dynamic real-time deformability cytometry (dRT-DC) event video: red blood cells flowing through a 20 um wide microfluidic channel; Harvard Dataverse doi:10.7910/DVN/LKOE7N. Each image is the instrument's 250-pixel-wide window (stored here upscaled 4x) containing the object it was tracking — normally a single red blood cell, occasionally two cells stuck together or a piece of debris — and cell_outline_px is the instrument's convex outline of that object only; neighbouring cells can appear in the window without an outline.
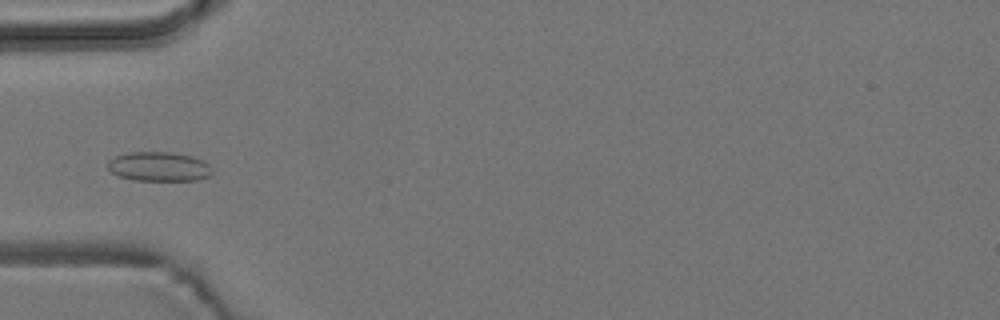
{"species": "common noctule bat (a hibernating species)", "species_latin": "Nyctalus noctula", "temperature_condition": "room temperature", "stored_images_in_passage": 3, "camera_frame_rate_fps": 3000, "um_per_image_px": 0.085, "animal": {"sex": "male", "body_mass_g": 19.2, "forearm_length_mm": 51.8}, "frame": {"image": 1, "passage_image": 3, "time_ms": 2.333, "image_size_px": [1000, 320], "cell_outline_px": [[212, 172], [208, 176], [200, 180], [132, 180], [120, 176], [112, 172], [108, 168], [108, 160], [116, 156], [128, 152], [172, 152], [192, 156], [208, 164], [212, 168]], "centroid_in_image_um": [13.51, 14.16], "position_along_channel_um": 71.5, "area_um2": 17.8}}